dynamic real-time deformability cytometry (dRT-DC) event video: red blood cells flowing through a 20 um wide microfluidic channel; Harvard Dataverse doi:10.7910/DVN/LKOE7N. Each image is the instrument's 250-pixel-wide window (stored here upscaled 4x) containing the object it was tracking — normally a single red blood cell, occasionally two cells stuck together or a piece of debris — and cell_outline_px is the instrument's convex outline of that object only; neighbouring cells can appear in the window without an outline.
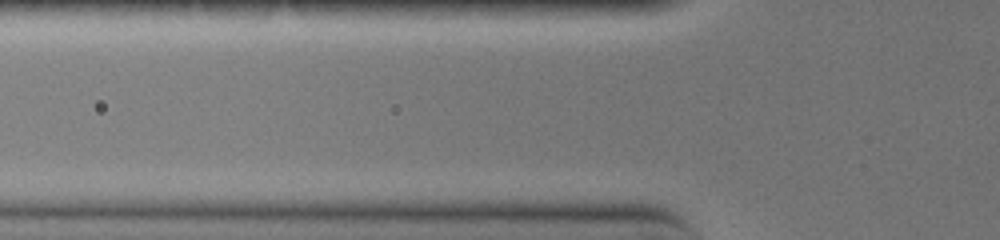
{"species": "common noctule bat (a hibernating species)", "species_latin": "Nyctalus noctula", "temperature_condition": "warm", "stored_images_in_passage": 4, "camera_frame_rate_fps": 3000, "um_per_image_px": 0.085, "animal": {"sex": "female", "body_mass_g": 19.0, "forearm_length_mm": 51.5}, "frame": {"image": 1, "passage_image": 3, "time_ms": 0.667, "image_size_px": [1000, 240], "cell_outline_px": [[644, 160], [640, 164], [632, 168], [536, 168], [524, 164], [516, 160], [520, 156], [544, 152]], "centroid_in_image_um": [48.92, 13.71], "position_along_channel_um": 76.9, "area_um2": 10.58}}